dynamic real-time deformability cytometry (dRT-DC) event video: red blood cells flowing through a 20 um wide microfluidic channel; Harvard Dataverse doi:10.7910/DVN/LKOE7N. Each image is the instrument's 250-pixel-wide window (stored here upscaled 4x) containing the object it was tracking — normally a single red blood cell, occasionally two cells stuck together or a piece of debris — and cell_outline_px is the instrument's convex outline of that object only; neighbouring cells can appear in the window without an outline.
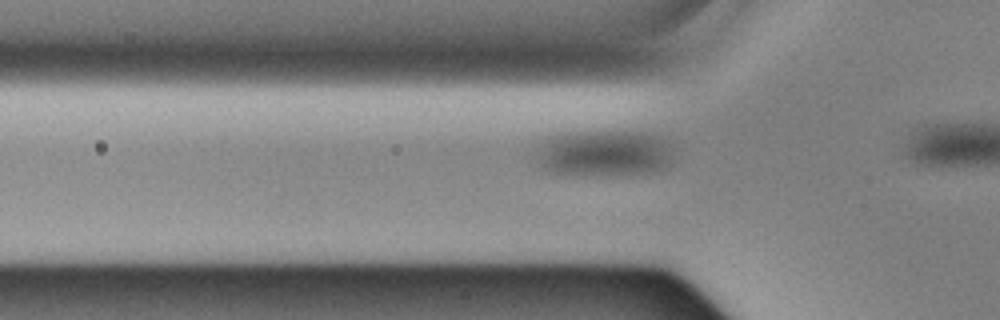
{"species": "Egyptian fruit bat (a non-hibernating species)", "species_latin": "Rousettus aegyptiacus", "temperature_condition": "cold", "stored_images_in_passage": 16, "camera_frame_rate_fps": 3000, "um_per_image_px": 0.085, "animal": {"sex": "male"}, "frame": {"image": 1, "passage_image": 3, "time_ms": 0.667, "image_size_px": [1000, 320], "cell_outline_px": [[672, 156], [664, 164], [656, 168], [632, 172], [560, 172], [548, 168], [544, 164], [544, 160], [552, 144], [560, 140], [576, 136], [652, 136], [668, 144]], "centroid_in_image_um": [51.62, 13.1], "position_along_channel_um": 74.2, "area_um2": 29.19}}
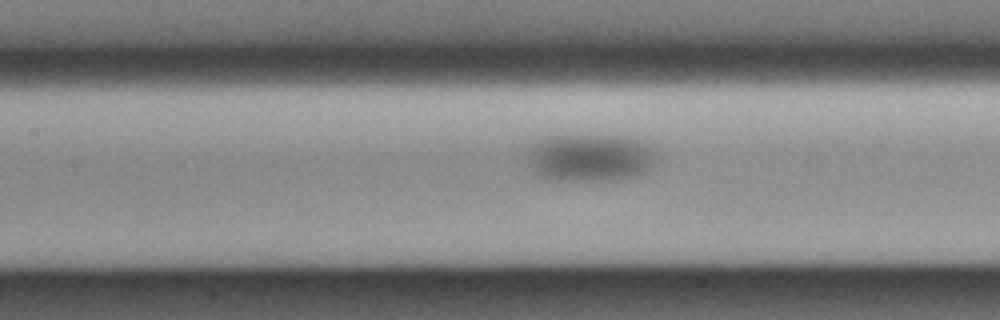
{"frame": {"image": 2, "passage_image": 10, "time_ms": 3.0, "image_size_px": [1000, 320], "cell_outline_px": [[648, 160], [636, 172], [628, 176], [544, 176], [540, 172], [540, 156], [548, 148], [556, 144], [588, 140], [608, 140], [628, 144], [636, 148]], "centroid_in_image_um": [50.27, 13.54], "position_along_channel_um": 157.1, "area_um2": 23.7}}
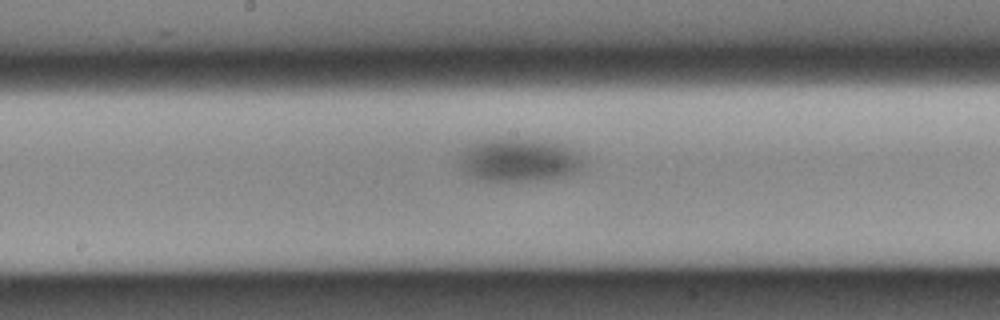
{"frame": {"image": 3, "passage_image": 14, "time_ms": 4.333, "image_size_px": [1000, 320], "cell_outline_px": [[576, 168], [564, 172], [548, 176], [512, 180], [492, 180], [476, 176], [468, 168], [464, 160], [472, 152], [480, 148], [492, 144], [532, 144], [556, 148], [564, 152], [576, 160]], "centroid_in_image_um": [44.05, 13.75], "position_along_channel_um": 204.1, "area_um2": 22.95}}